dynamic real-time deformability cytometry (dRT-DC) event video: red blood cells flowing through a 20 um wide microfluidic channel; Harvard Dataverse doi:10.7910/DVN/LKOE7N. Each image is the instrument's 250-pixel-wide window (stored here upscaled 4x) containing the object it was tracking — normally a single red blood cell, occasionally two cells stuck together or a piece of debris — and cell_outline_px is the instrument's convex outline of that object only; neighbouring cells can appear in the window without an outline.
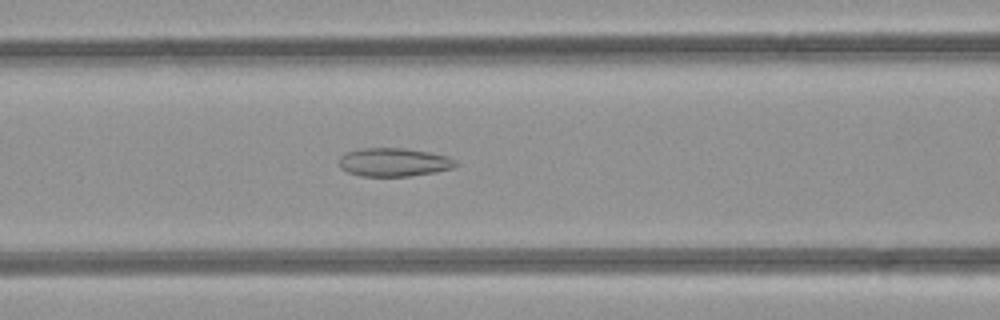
{"species": "common noctule bat (a hibernating species)", "species_latin": "Nyctalus noctula", "temperature_condition": "room temperature", "stored_images_in_passage": 35, "camera_frame_rate_fps": 3000, "um_per_image_px": 0.085, "animal": {"sex": "female", "body_mass_g": 21.9}, "frame": {"image": 1, "passage_image": 7, "time_ms": 2.0, "image_size_px": [1000, 320], "cell_outline_px": [[460, 164], [452, 168], [436, 172], [408, 176], [360, 176], [348, 172], [340, 168], [340, 156], [344, 152], [360, 148], [404, 148], [428, 152], [448, 156], [456, 160]], "centroid_in_image_um": [33.48, 13.78], "position_along_channel_um": 133.1, "area_um2": 19.48}}
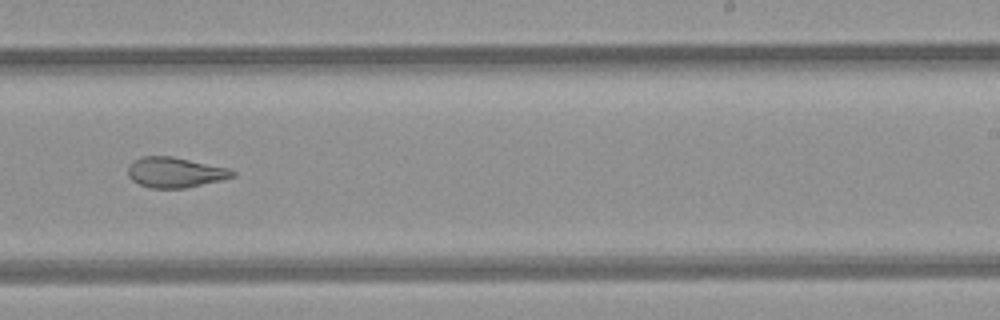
{"frame": {"image": 2, "passage_image": 17, "time_ms": 5.333, "image_size_px": [1000, 320], "cell_outline_px": [[236, 176], [220, 180], [184, 188], [152, 188], [140, 184], [132, 180], [128, 176], [128, 168], [132, 160], [140, 156], [172, 156], [228, 168], [236, 172]], "centroid_in_image_um": [14.86, 14.64], "position_along_channel_um": 274.1, "area_um2": 18.38}}
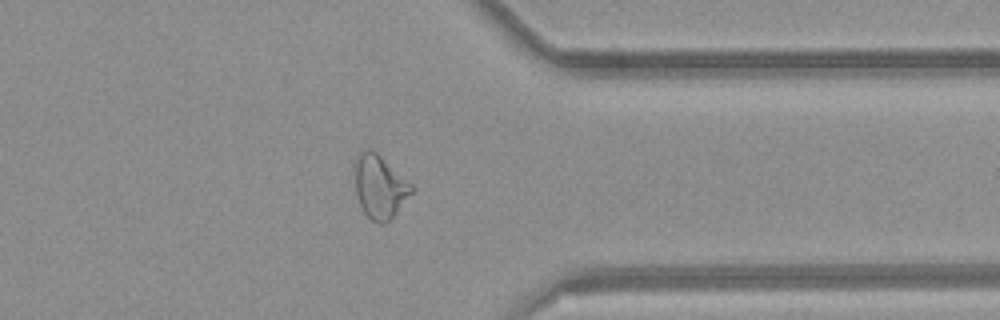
{"frame": {"image": 3, "passage_image": 25, "time_ms": 8.0, "image_size_px": [1000, 320], "cell_outline_px": [[416, 188], [396, 212], [384, 224], [380, 224], [372, 220], [364, 212], [356, 196], [356, 156], [364, 148], [372, 148], [412, 184]], "centroid_in_image_um": [32.28, 15.84], "position_along_channel_um": 379.1, "area_um2": 20.69}, "authors_computed_cell_mechanics": {"area_um2": 19.9988, "velocity_mm_per_s": 4.2347, "shape_relaxation_time_tau1_ms": null, "shape_relaxation_time_tau2_ms": 1.7048, "deformation_change_tau1": null, "deformation_change_tau2": 0.0929}}